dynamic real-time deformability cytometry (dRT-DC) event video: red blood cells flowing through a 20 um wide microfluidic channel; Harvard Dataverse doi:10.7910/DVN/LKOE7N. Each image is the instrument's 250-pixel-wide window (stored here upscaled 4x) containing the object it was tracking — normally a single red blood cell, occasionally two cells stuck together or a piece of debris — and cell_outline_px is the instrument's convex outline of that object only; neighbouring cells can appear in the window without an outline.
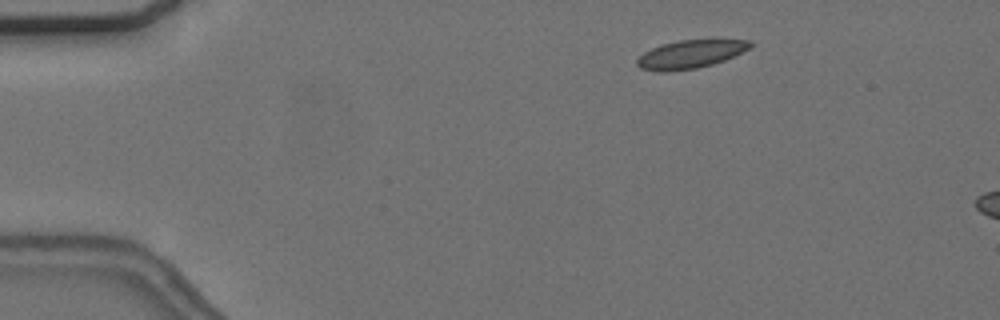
{"species": "common noctule bat (a hibernating species)", "species_latin": "Nyctalus noctula", "temperature_condition": "cold", "stored_images_in_passage": 8, "camera_frame_rate_fps": 3000, "um_per_image_px": 0.085, "animal": {"sex": "female", "body_mass_g": 24.6, "forearm_length_mm": 56.2}, "frame": {"image": 1, "passage_image": 3, "time_ms": 0.667, "image_size_px": [1000, 320], "cell_outline_px": [[752, 44], [748, 48], [724, 60], [712, 64], [696, 68], [668, 72], [656, 72], [640, 68], [636, 64], [636, 60], [644, 52], [660, 44], [680, 40], [752, 40]], "centroid_in_image_um": [58.6, 4.62], "position_along_channel_um": 26.4, "area_um2": 18.44}}